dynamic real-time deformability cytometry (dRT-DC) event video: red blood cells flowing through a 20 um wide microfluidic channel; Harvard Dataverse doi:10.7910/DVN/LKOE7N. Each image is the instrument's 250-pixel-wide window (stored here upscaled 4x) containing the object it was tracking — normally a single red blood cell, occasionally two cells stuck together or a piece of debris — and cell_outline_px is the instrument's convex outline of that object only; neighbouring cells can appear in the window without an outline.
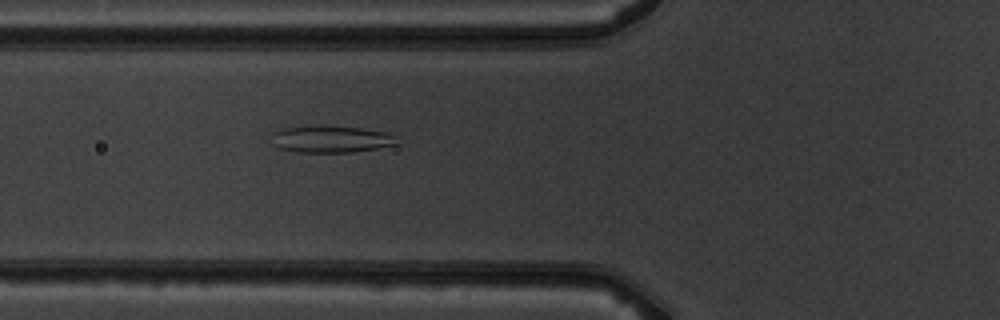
{"species": "common noctule bat (a hibernating species)", "species_latin": "Nyctalus noctula", "temperature_condition": "warm", "stored_images_in_passage": 6, "camera_frame_rate_fps": 3000, "um_per_image_px": 0.085, "animal": {"sex": "male", "body_mass_g": 19.5, "forearm_length_mm": 54.6}, "frame": {"image": 1, "passage_image": 6, "time_ms": 5.667, "image_size_px": [1000, 320], "cell_outline_px": [[396, 144], [376, 148], [352, 152], [296, 152], [280, 148], [272, 144], [272, 132], [280, 128], [360, 128], [384, 132], [392, 136]], "centroid_in_image_um": [28.05, 11.87], "position_along_channel_um": 97.7, "area_um2": 18.55}}